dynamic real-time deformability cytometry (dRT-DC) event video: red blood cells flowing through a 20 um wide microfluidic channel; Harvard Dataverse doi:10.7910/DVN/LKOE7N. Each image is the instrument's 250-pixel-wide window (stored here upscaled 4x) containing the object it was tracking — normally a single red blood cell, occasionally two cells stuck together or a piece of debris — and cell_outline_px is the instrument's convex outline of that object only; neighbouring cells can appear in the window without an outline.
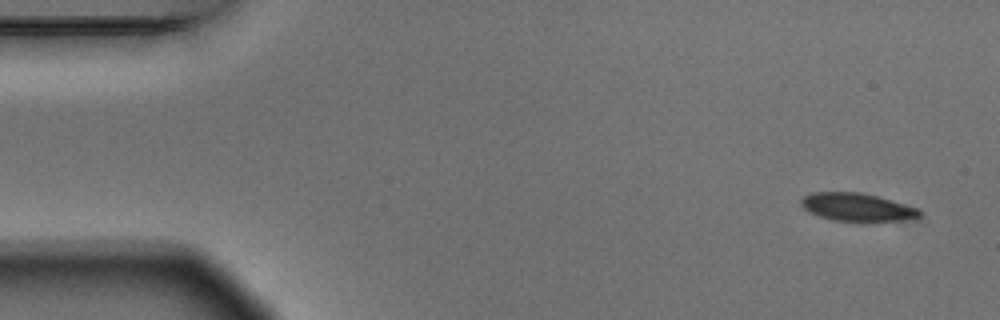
{"species": "Egyptian fruit bat (a non-hibernating species)", "species_latin": "Rousettus aegyptiacus", "temperature_condition": "warm", "stored_images_in_passage": 5, "camera_frame_rate_fps": 3000, "um_per_image_px": 0.085, "animal": {"sex": "male"}, "frame": {"image": 1, "passage_image": 1, "time_ms": 0.0, "image_size_px": [1000, 320], "cell_outline_px": [[920, 216], [912, 220], [832, 220], [808, 212], [800, 204], [800, 200], [804, 196], [812, 192], [860, 192], [876, 196], [916, 208], [920, 212]], "centroid_in_image_um": [72.79, 17.59], "position_along_channel_um": 12.2, "area_um2": 18.84}}
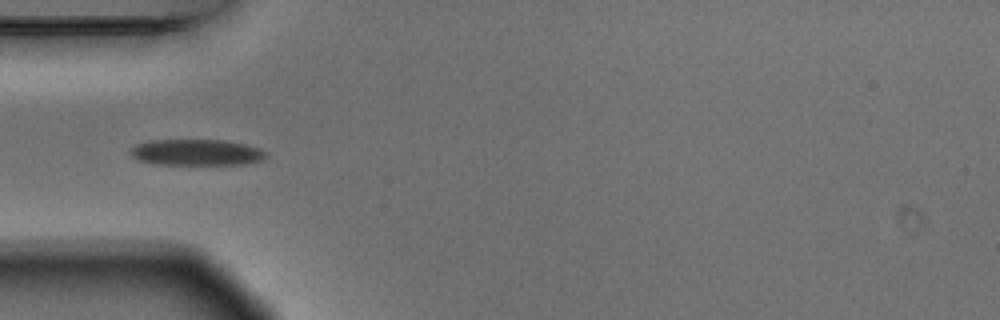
{"frame": {"image": 2, "passage_image": 5, "time_ms": 1.333, "image_size_px": [1000, 320], "cell_outline_px": [[268, 156], [264, 160], [244, 164], [156, 164], [136, 160], [128, 152], [136, 144], [152, 140], [224, 140], [244, 144], [260, 148], [268, 152]], "centroid_in_image_um": [16.72, 12.95], "position_along_channel_um": 68.3, "area_um2": 20.81}}